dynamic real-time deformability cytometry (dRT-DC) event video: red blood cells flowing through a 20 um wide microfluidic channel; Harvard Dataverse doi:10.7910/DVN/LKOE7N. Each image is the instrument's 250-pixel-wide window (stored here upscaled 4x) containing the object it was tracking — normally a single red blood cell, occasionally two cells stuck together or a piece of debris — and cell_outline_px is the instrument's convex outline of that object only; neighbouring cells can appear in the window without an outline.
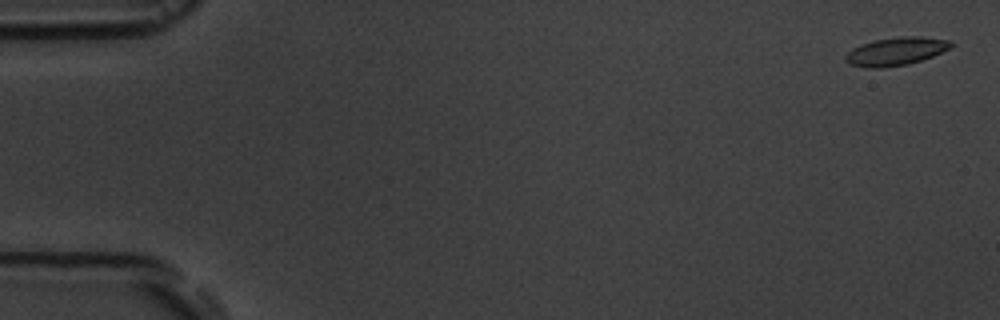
{"species": "common noctule bat (a hibernating species)", "species_latin": "Nyctalus noctula", "temperature_condition": "room temperature", "stored_images_in_passage": 13, "camera_frame_rate_fps": 3000, "um_per_image_px": 0.085, "animal": {"sex": "male", "body_mass_g": 19.5, "forearm_length_mm": 54.6}, "frame": {"image": 1, "passage_image": 1, "time_ms": 0.0, "image_size_px": [1000, 320], "cell_outline_px": [[956, 44], [952, 48], [932, 56], [908, 64], [880, 68], [868, 68], [852, 64], [844, 60], [844, 56], [852, 48], [860, 44], [872, 40], [904, 36], [920, 36], [952, 40]], "centroid_in_image_um": [76.19, 4.35], "position_along_channel_um": 8.8, "area_um2": 17.46}}
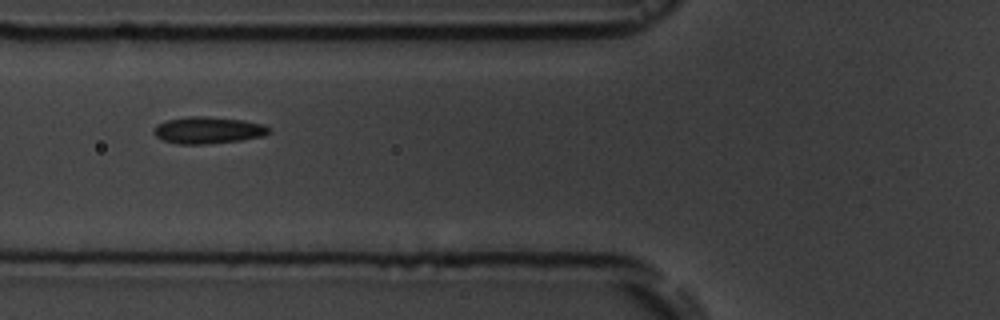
{"frame": {"image": 2, "passage_image": 6, "time_ms": 6.667, "image_size_px": [1000, 320], "cell_outline_px": [[272, 132], [264, 136], [240, 140], [208, 144], [180, 144], [164, 140], [156, 136], [152, 132], [156, 124], [168, 120], [188, 116], [208, 116], [244, 120], [264, 124], [272, 128]], "centroid_in_image_um": [17.73, 11.06], "position_along_channel_um": 108.1, "area_um2": 18.21}}
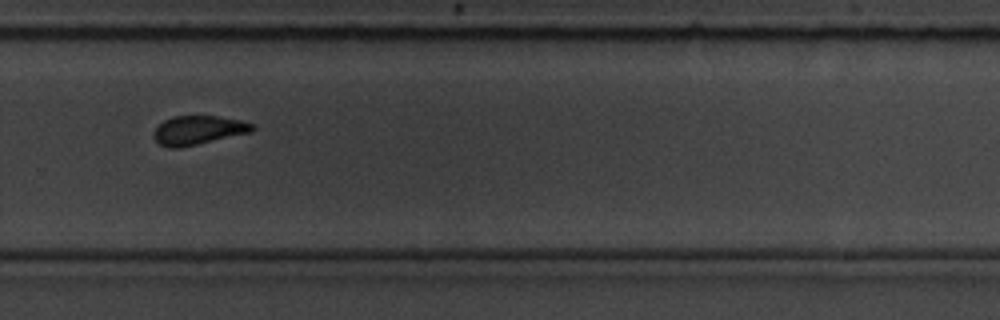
{"frame": {"image": 3, "passage_image": 11, "time_ms": 12.333, "image_size_px": [1000, 320], "cell_outline_px": [[256, 128], [252, 132], [180, 148], [168, 148], [160, 144], [152, 136], [152, 132], [164, 120], [172, 116], [216, 116], [240, 120], [252, 124]], "centroid_in_image_um": [16.83, 11.07], "position_along_channel_um": 313.0, "area_um2": 16.65}, "authors_computed_cell_mechanics": {"area_um2": 17.1088, "velocity_mm_per_s": 3.6222, "shape_relaxation_time_tau1_ms": null, "shape_relaxation_time_tau2_ms": 2.5496, "deformation_change_tau1": null, "deformation_change_tau2": 0.0709}}